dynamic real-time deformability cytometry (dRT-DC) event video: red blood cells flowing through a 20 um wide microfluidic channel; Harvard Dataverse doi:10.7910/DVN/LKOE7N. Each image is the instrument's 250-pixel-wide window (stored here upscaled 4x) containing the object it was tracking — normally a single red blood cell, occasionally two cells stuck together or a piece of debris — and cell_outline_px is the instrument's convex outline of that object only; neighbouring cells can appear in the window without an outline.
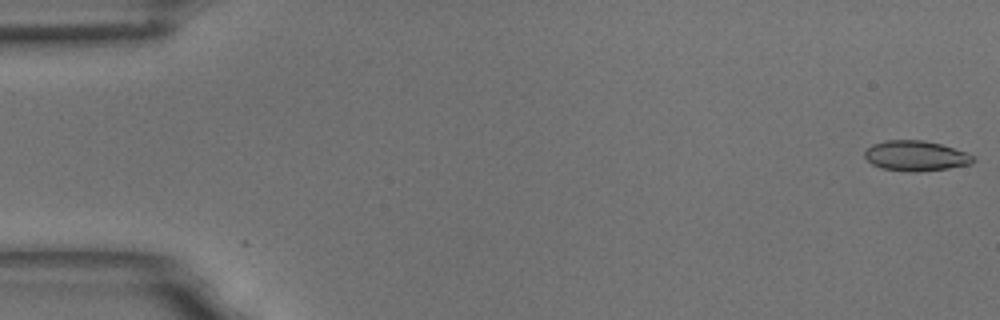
{"species": "common noctule bat (a hibernating species)", "species_latin": "Nyctalus noctula", "temperature_condition": "room temperature", "stored_images_in_passage": 8, "camera_frame_rate_fps": 3000, "um_per_image_px": 0.085, "animal": {"sex": "male", "body_mass_g": 18.8}, "frame": {"image": 1, "passage_image": 1, "time_ms": 0.0, "image_size_px": [1000, 320], "cell_outline_px": [[976, 160], [972, 164], [948, 168], [916, 172], [908, 172], [880, 168], [872, 164], [864, 156], [864, 152], [872, 144], [884, 140], [924, 140], [940, 144], [968, 152], [976, 156]], "centroid_in_image_um": [77.87, 13.25], "position_along_channel_um": 7.1, "area_um2": 19.36}}